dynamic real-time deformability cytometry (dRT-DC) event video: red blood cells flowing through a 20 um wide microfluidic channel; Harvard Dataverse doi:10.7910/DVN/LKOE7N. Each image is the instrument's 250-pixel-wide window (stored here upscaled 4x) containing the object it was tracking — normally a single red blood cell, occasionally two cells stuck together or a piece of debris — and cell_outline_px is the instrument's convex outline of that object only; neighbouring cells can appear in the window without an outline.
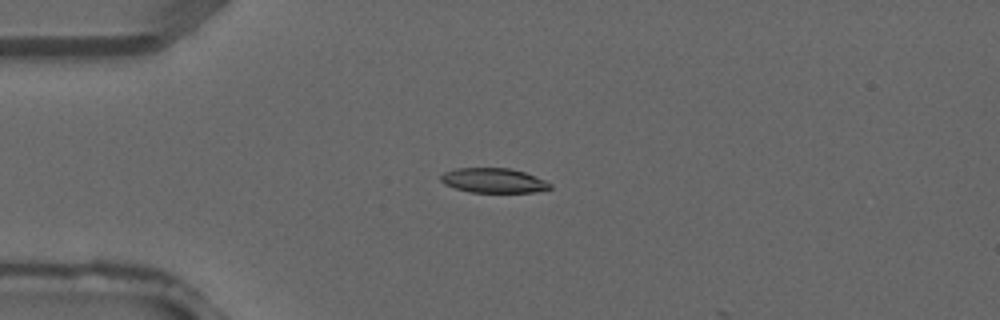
{"species": "common noctule bat (a hibernating species)", "species_latin": "Nyctalus noctula", "temperature_condition": "warm", "stored_images_in_passage": 2, "camera_frame_rate_fps": 3000, "um_per_image_px": 0.085, "animal": {"sex": "male", "forearm_length_mm": 52.5}, "frame": {"image": 1, "passage_image": 2, "time_ms": 0.333, "image_size_px": [1000, 320], "cell_outline_px": [[552, 188], [536, 192], [468, 192], [444, 184], [440, 180], [440, 176], [444, 172], [456, 168], [508, 168], [524, 172], [536, 176], [552, 184]], "centroid_in_image_um": [41.95, 15.34], "position_along_channel_um": 43.1, "area_um2": 15.72}}